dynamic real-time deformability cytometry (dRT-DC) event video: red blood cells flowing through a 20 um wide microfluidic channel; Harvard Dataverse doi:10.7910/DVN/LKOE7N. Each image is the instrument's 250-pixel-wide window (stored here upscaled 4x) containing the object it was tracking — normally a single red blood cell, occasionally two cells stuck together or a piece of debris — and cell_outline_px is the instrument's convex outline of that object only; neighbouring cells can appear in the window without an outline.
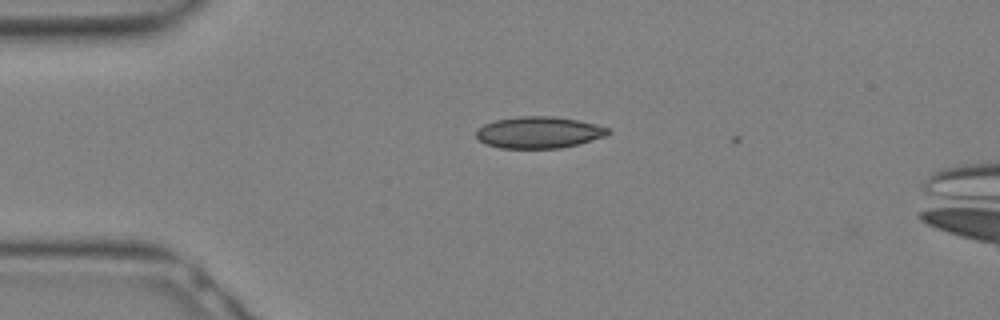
{"species": "Egyptian fruit bat (a non-hibernating species)", "species_latin": "Rousettus aegyptiacus", "temperature_condition": "warm", "stored_images_in_passage": 5, "camera_frame_rate_fps": 3000, "um_per_image_px": 0.085, "animal": {"sex": "female"}, "frame": {"image": 1, "passage_image": 3, "time_ms": 0.667, "image_size_px": [1000, 320], "cell_outline_px": [[612, 132], [608, 136], [580, 144], [560, 148], [500, 148], [484, 144], [476, 136], [476, 132], [484, 124], [496, 120], [520, 116], [552, 116], [576, 120], [596, 124], [608, 128]], "centroid_in_image_um": [45.84, 11.26], "position_along_channel_um": 39.2, "area_um2": 24.39}}